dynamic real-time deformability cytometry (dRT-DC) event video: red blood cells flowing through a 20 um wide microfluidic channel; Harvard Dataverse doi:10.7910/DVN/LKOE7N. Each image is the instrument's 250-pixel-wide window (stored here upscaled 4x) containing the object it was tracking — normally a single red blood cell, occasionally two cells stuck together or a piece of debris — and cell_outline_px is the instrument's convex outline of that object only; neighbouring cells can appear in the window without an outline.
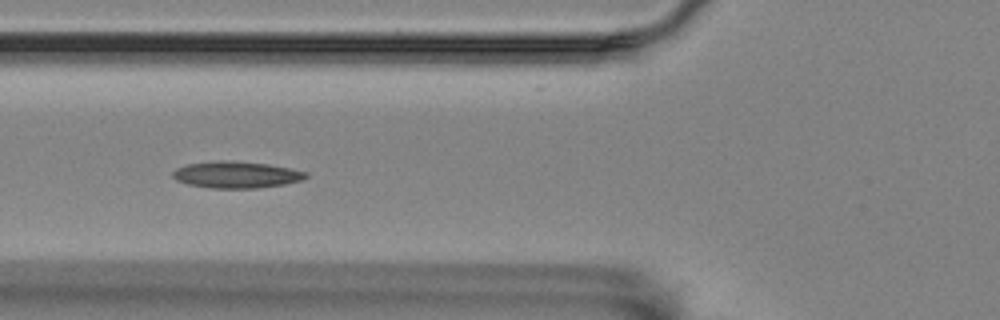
{"species": "Egyptian fruit bat (a non-hibernating species)", "species_latin": "Rousettus aegyptiacus", "temperature_condition": "room temperature", "stored_images_in_passage": 15, "camera_frame_rate_fps": 3000, "um_per_image_px": 0.085, "animal": {"sex": "female"}, "frame": {"image": 1, "passage_image": 5, "time_ms": 1.333, "image_size_px": [1000, 320], "cell_outline_px": [[308, 176], [300, 180], [284, 184], [256, 188], [212, 188], [188, 184], [176, 180], [172, 176], [172, 172], [176, 168], [188, 164], [212, 160], [224, 160], [268, 164], [308, 172]], "centroid_in_image_um": [20.05, 14.84], "position_along_channel_um": 105.8, "area_um2": 20.58}}
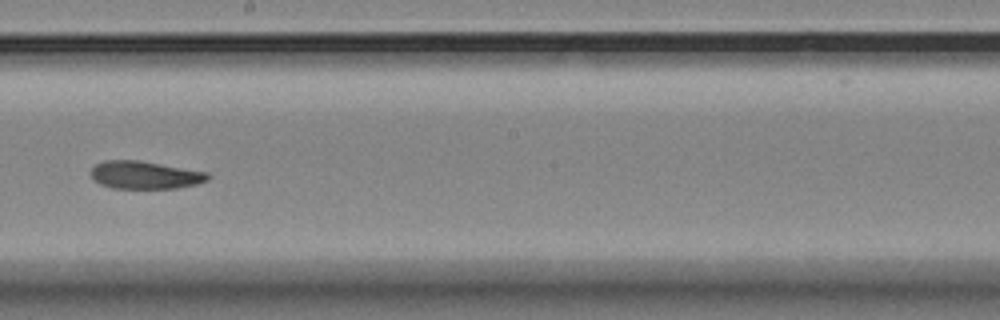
{"frame": {"image": 2, "passage_image": 8, "time_ms": 2.333, "image_size_px": [1000, 320], "cell_outline_px": [[212, 176], [208, 180], [196, 184], [176, 188], [112, 188], [100, 184], [92, 180], [88, 172], [96, 164], [104, 160], [140, 160], [208, 172]], "centroid_in_image_um": [12.29, 14.87], "position_along_channel_um": 235.9, "area_um2": 19.19}}
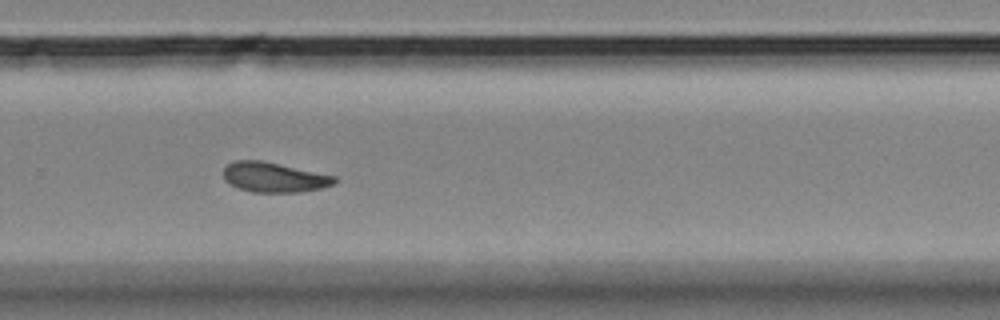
{"frame": {"image": 3, "passage_image": 10, "time_ms": 3.0, "image_size_px": [1000, 320], "cell_outline_px": [[336, 184], [320, 188], [296, 192], [252, 192], [228, 184], [224, 180], [224, 168], [228, 164], [236, 160], [260, 160], [336, 176]], "centroid_in_image_um": [23.28, 15.07], "position_along_channel_um": 306.5, "area_um2": 19.19}}